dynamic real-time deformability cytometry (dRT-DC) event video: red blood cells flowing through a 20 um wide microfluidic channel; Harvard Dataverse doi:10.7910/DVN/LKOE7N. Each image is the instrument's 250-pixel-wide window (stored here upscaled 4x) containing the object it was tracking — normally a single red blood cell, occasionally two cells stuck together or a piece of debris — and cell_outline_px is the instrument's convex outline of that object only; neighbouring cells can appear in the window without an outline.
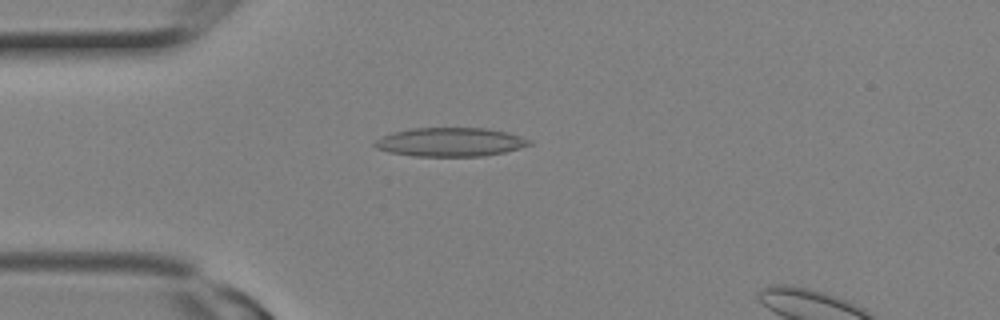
{"species": "Egyptian fruit bat (a non-hibernating species)", "species_latin": "Rousettus aegyptiacus", "temperature_condition": "room temperature", "stored_images_in_passage": 5, "camera_frame_rate_fps": 3000, "um_per_image_px": 0.085, "animal": {"sex": "female"}, "frame": {"image": 1, "passage_image": 1, "time_ms": 0.0, "image_size_px": [1000, 320], "cell_outline_px": [[532, 144], [520, 148], [504, 152], [484, 156], [412, 156], [388, 152], [376, 148], [372, 144], [380, 136], [392, 132], [412, 128], [488, 128], [508, 132], [532, 140]], "centroid_in_image_um": [38.26, 12.07], "position_along_channel_um": 46.7, "area_um2": 26.18}}
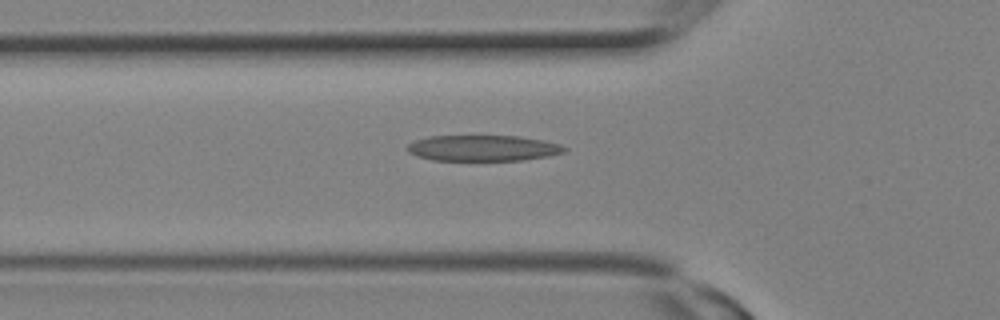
{"frame": {"image": 2, "passage_image": 3, "time_ms": 0.667, "image_size_px": [1000, 320], "cell_outline_px": [[568, 148], [564, 152], [548, 156], [520, 160], [432, 160], [416, 156], [408, 152], [404, 148], [408, 144], [416, 140], [428, 136], [520, 136], [544, 140], [560, 144]], "centroid_in_image_um": [41.03, 12.58], "position_along_channel_um": 84.8, "area_um2": 23.76}}
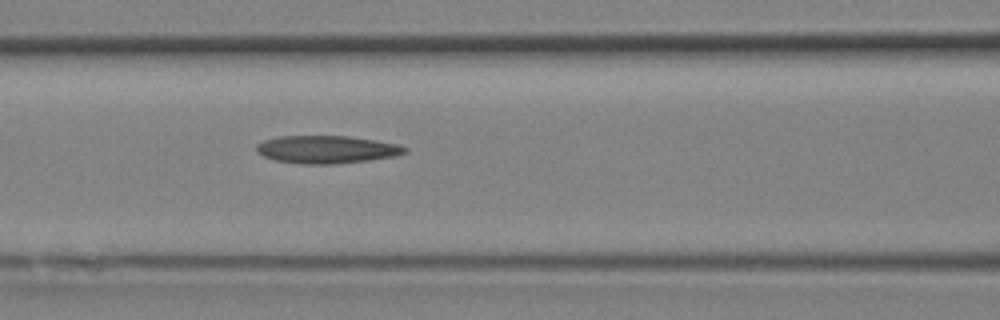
{"frame": {"image": 3, "passage_image": 5, "time_ms": 1.333, "image_size_px": [1000, 320], "cell_outline_px": [[408, 152], [396, 156], [368, 160], [332, 164], [300, 164], [276, 160], [264, 156], [256, 152], [256, 144], [264, 140], [280, 136], [348, 136], [376, 140], [396, 144], [408, 148]], "centroid_in_image_um": [27.77, 12.7], "position_along_channel_um": 138.8, "area_um2": 23.99}}